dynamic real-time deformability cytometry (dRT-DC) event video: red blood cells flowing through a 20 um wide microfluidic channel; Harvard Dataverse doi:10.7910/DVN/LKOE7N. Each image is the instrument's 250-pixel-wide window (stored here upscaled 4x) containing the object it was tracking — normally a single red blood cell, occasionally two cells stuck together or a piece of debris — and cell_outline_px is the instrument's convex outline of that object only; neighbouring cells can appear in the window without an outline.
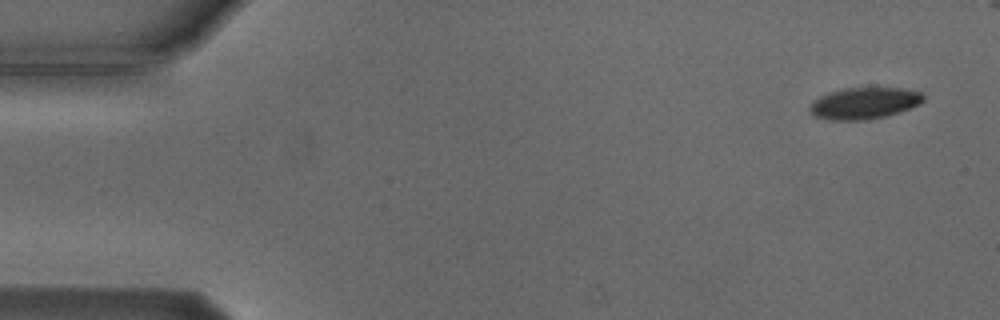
{"species": "Egyptian fruit bat (a non-hibernating species)", "species_latin": "Rousettus aegyptiacus", "temperature_condition": "cold", "stored_images_in_passage": 3, "camera_frame_rate_fps": 3000, "um_per_image_px": 0.085, "animal": {"sex": "male"}, "frame": {"image": 1, "passage_image": 1, "time_ms": 0.0, "image_size_px": [1000, 320], "cell_outline_px": [[924, 100], [908, 108], [884, 116], [864, 120], [828, 120], [812, 116], [808, 108], [820, 96], [828, 92], [844, 88], [900, 88], [920, 92], [924, 96]], "centroid_in_image_um": [73.39, 8.77], "position_along_channel_um": 11.6, "area_um2": 20.58}}